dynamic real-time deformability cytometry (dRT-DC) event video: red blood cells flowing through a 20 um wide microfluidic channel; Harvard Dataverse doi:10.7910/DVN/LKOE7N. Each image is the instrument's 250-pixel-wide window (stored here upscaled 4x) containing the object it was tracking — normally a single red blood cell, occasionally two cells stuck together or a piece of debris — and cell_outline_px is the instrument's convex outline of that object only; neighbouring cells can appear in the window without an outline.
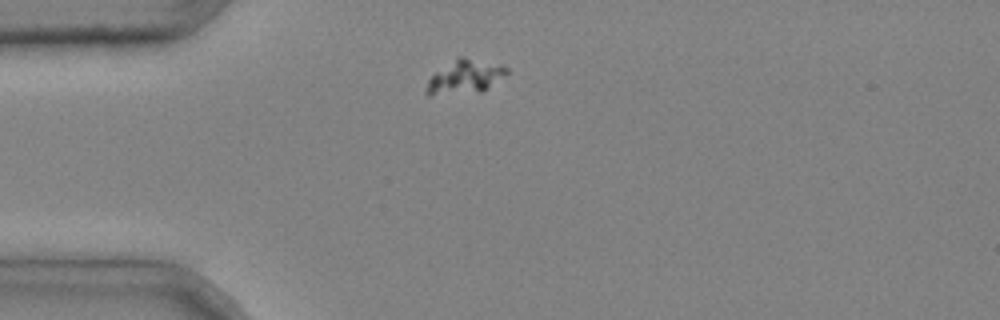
{"species": "common noctule bat (a hibernating species)", "species_latin": "Nyctalus noctula", "temperature_condition": "cold", "stored_images_in_passage": 1, "camera_frame_rate_fps": 3000, "um_per_image_px": 0.085, "animal": {"sex": "male", "body_mass_g": 20.4}, "frame": {"image": 1, "passage_image": 1, "time_ms": 0.0, "image_size_px": [1000, 320], "cell_outline_px": [[508, 72], [480, 92], [428, 96], [424, 92], [428, 80], [436, 72], [460, 56], [500, 64], [508, 68]], "centroid_in_image_um": [39.47, 6.55], "position_along_channel_um": 45.5, "area_um2": 15.49}}